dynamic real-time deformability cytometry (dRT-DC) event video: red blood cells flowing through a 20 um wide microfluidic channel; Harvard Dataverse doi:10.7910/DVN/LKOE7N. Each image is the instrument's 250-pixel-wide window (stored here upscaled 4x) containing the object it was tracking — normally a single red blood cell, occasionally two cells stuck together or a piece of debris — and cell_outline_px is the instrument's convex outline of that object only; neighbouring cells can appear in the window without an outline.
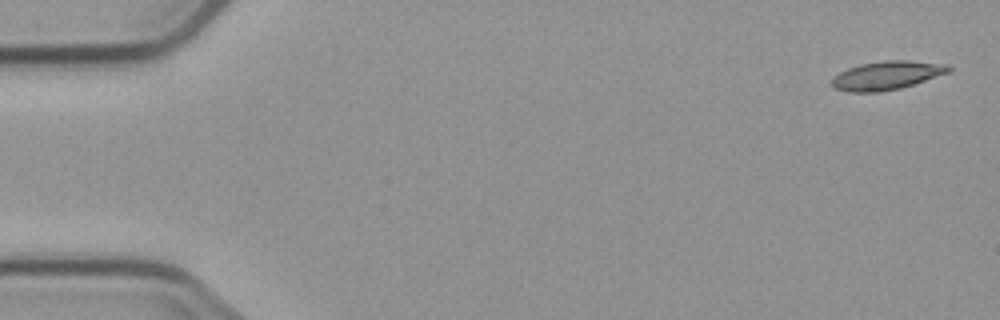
{"species": "common noctule bat (a hibernating species)", "species_latin": "Nyctalus noctula", "temperature_condition": "cold", "stored_images_in_passage": 5, "camera_frame_rate_fps": 3000, "um_per_image_px": 0.085, "animal": {"sex": "male", "body_mass_g": 23.1, "forearm_length_mm": 52.7}, "frame": {"image": 1, "passage_image": 1, "time_ms": 0.0, "image_size_px": [1000, 320], "cell_outline_px": [[952, 68], [948, 72], [900, 88], [880, 92], [848, 92], [832, 88], [832, 80], [840, 72], [848, 68], [860, 64], [884, 60], [908, 60], [948, 64]], "centroid_in_image_um": [75.35, 6.4], "position_along_channel_um": 9.6, "area_um2": 19.31}}
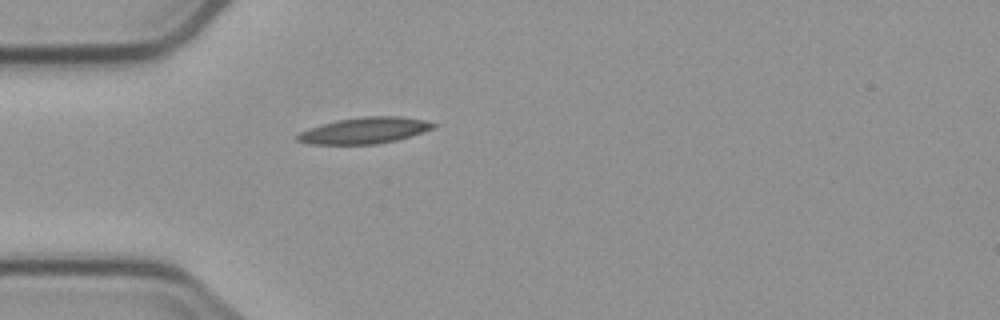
{"frame": {"image": 2, "passage_image": 5, "time_ms": 4.667, "image_size_px": [1000, 320], "cell_outline_px": [[436, 124], [432, 128], [396, 140], [376, 144], [308, 144], [296, 140], [296, 136], [300, 132], [308, 128], [336, 120], [360, 116], [400, 116], [424, 120]], "centroid_in_image_um": [30.91, 11.08], "position_along_channel_um": 54.1, "area_um2": 20.58}}